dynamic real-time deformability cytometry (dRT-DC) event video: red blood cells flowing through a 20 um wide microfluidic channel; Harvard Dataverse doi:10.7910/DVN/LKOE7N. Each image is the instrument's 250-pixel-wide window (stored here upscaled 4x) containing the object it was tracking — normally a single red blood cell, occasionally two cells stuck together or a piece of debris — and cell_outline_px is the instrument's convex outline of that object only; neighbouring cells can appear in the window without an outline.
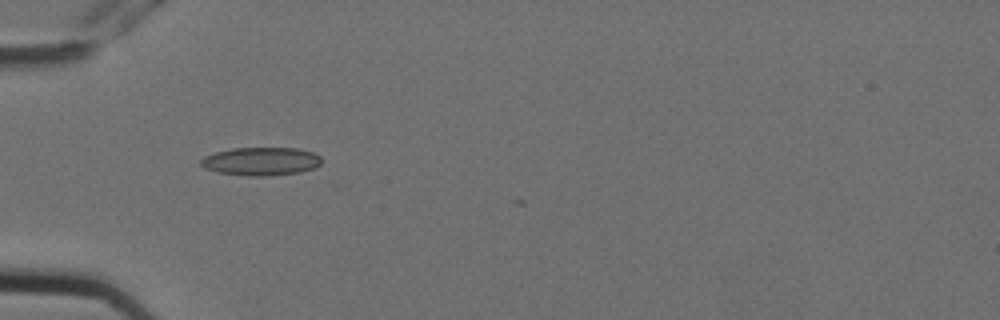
{"species": "Egyptian fruit bat (a non-hibernating species)", "species_latin": "Rousettus aegyptiacus", "temperature_condition": "cold", "stored_images_in_passage": 5, "camera_frame_rate_fps": 3000, "um_per_image_px": 0.085, "animal": {"sex": "female"}, "frame": {"image": 1, "passage_image": 4, "time_ms": 1.0, "image_size_px": [1000, 320], "cell_outline_px": [[320, 164], [316, 168], [300, 172], [264, 176], [248, 176], [216, 172], [204, 168], [200, 164], [200, 160], [204, 156], [216, 152], [232, 148], [296, 148], [312, 152], [320, 156]], "centroid_in_image_um": [22.16, 13.71], "position_along_channel_um": 62.8, "area_um2": 19.88}}
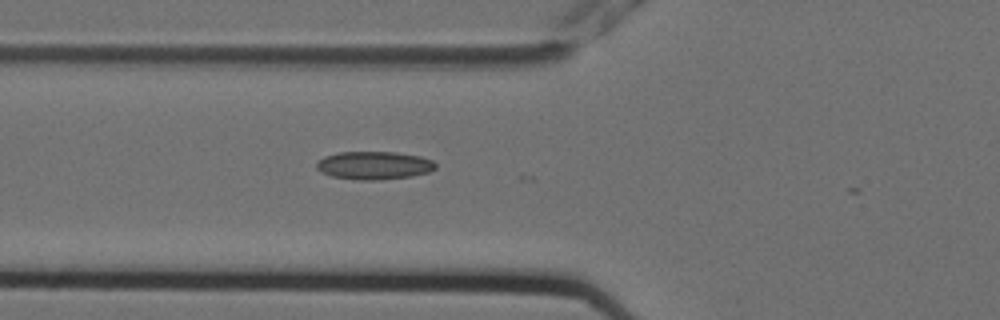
{"frame": {"image": 2, "passage_image": 5, "time_ms": 1.333, "image_size_px": [1000, 320], "cell_outline_px": [[436, 168], [428, 172], [412, 176], [380, 180], [360, 180], [332, 176], [320, 172], [316, 168], [316, 164], [324, 156], [340, 152], [396, 152], [420, 156], [432, 160], [436, 164]], "centroid_in_image_um": [31.8, 14.06], "position_along_channel_um": 94.0, "area_um2": 19.48}}